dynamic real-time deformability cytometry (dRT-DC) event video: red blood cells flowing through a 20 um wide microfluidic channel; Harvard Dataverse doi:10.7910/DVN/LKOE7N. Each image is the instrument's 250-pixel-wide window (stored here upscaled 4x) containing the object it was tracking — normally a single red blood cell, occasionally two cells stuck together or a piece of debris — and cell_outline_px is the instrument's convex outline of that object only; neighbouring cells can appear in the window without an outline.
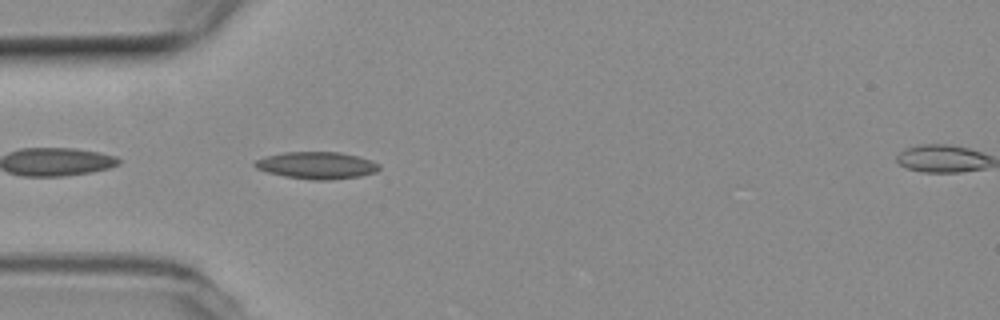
{"species": "common noctule bat (a hibernating species)", "species_latin": "Nyctalus noctula", "temperature_condition": "room temperature", "stored_images_in_passage": 40, "camera_frame_rate_fps": 3000, "um_per_image_px": 0.085, "animal": {"sex": "female", "body_mass_g": 19.3, "forearm_length_mm": 54.1}, "frame": {"image": 1, "passage_image": 2, "time_ms": 0.333, "image_size_px": [1000, 320], "cell_outline_px": [[380, 168], [376, 172], [360, 176], [328, 180], [312, 180], [284, 176], [268, 172], [256, 168], [252, 164], [256, 160], [264, 156], [284, 152], [340, 152], [372, 160], [380, 164]], "centroid_in_image_um": [26.92, 14.05], "position_along_channel_um": 58.1, "area_um2": 19.65}}
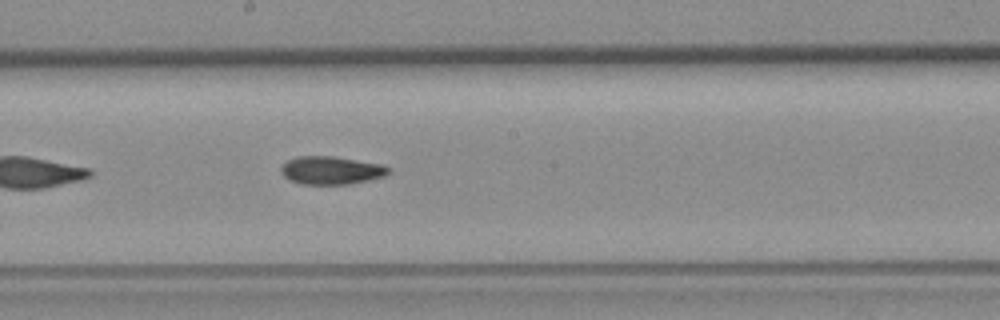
{"frame": {"image": 2, "passage_image": 15, "time_ms": 4.667, "image_size_px": [1000, 320], "cell_outline_px": [[392, 172], [384, 176], [368, 180], [348, 184], [300, 184], [284, 176], [280, 172], [280, 168], [288, 160], [296, 156], [332, 156], [384, 164], [392, 168]], "centroid_in_image_um": [28.2, 14.47], "position_along_channel_um": 220.0, "area_um2": 17.69}}
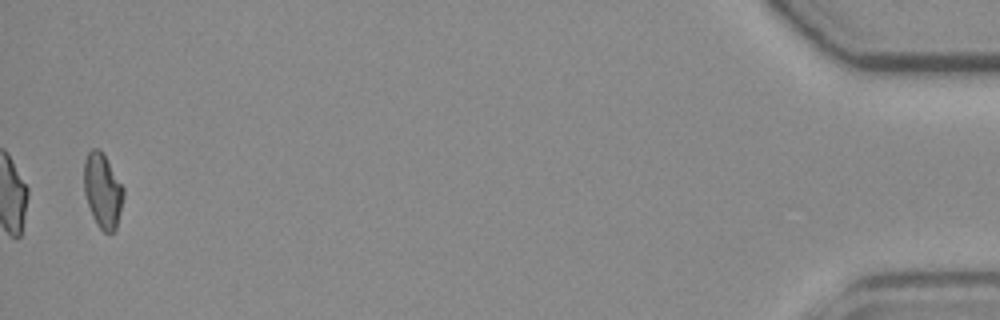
{"frame": {"image": 3, "passage_image": 39, "time_ms": 12.667, "image_size_px": [1000, 320], "cell_outline_px": [[124, 196], [116, 228], [112, 232], [104, 232], [96, 224], [92, 216], [84, 192], [84, 160], [88, 152], [92, 148], [100, 148], [124, 188]], "centroid_in_image_um": [8.71, 16.19], "position_along_channel_um": 426.5, "area_um2": 17.11}, "authors_computed_cell_mechanics": {"area_um2": 17.3978, "velocity_mm_per_s": 3.7928, "shape_relaxation_time_tau1_ms": null, "shape_relaxation_time_tau2_ms": 6.6429, "deformation_change_tau1": null, "deformation_change_tau2": 0.1388}}